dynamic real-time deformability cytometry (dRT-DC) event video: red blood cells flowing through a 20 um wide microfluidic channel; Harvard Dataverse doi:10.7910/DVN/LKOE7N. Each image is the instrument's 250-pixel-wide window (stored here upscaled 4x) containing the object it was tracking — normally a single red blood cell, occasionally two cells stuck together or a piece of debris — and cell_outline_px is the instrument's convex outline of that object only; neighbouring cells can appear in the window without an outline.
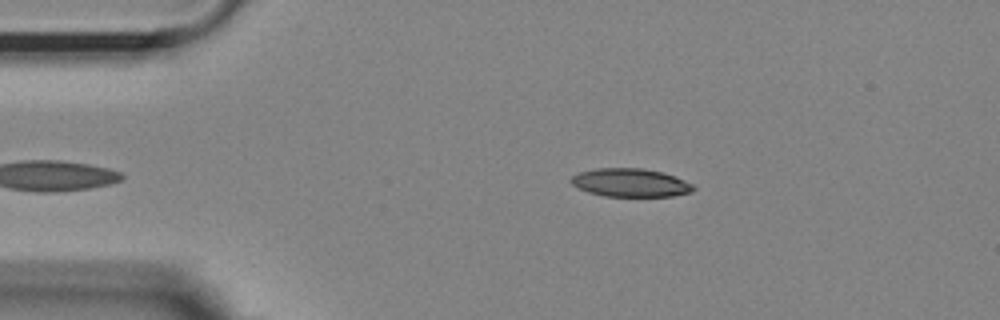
{"species": "Egyptian fruit bat (a non-hibernating species)", "species_latin": "Rousettus aegyptiacus", "temperature_condition": "room temperature", "stored_images_in_passage": 39, "camera_frame_rate_fps": 3000, "um_per_image_px": 0.085, "animal": {"sex": "female"}, "frame": {"image": 1, "passage_image": 2, "time_ms": 0.333, "image_size_px": [1000, 320], "cell_outline_px": [[696, 188], [692, 192], [672, 196], [604, 196], [588, 192], [576, 188], [568, 180], [572, 176], [580, 172], [596, 168], [644, 168], [660, 172], [672, 176], [692, 184]], "centroid_in_image_um": [53.53, 15.53], "position_along_channel_um": 31.5, "area_um2": 20.11}}
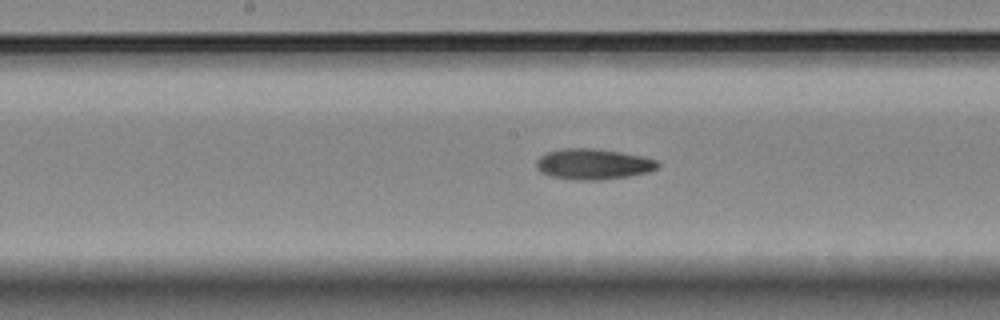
{"frame": {"image": 2, "passage_image": 19, "time_ms": 6.0, "image_size_px": [1000, 320], "cell_outline_px": [[660, 168], [648, 172], [628, 176], [600, 180], [576, 180], [552, 176], [540, 172], [536, 168], [536, 160], [540, 156], [548, 152], [560, 148], [592, 148], [620, 152], [640, 156], [656, 160], [660, 164]], "centroid_in_image_um": [50.41, 13.95], "position_along_channel_um": 197.8, "area_um2": 21.73}}
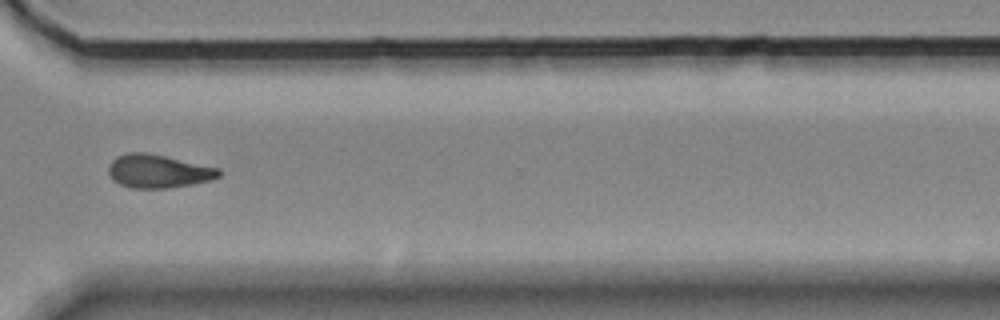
{"frame": {"image": 3, "passage_image": 32, "time_ms": 10.333, "image_size_px": [1000, 320], "cell_outline_px": [[220, 176], [212, 180], [192, 184], [168, 188], [132, 188], [120, 184], [112, 180], [108, 172], [108, 168], [112, 160], [116, 156], [128, 152], [144, 152], [164, 156], [220, 168]], "centroid_in_image_um": [13.44, 14.55], "position_along_channel_um": 357.2, "area_um2": 21.44}, "authors_computed_cell_mechanics": {"area_um2": 21.4438, "velocity_mm_per_s": 3.6796, "shape_relaxation_time_tau1_ms": 10.3006, "shape_relaxation_time_tau2_ms": null, "deformation_change_tau1": 0.2359, "deformation_change_tau2": null}}